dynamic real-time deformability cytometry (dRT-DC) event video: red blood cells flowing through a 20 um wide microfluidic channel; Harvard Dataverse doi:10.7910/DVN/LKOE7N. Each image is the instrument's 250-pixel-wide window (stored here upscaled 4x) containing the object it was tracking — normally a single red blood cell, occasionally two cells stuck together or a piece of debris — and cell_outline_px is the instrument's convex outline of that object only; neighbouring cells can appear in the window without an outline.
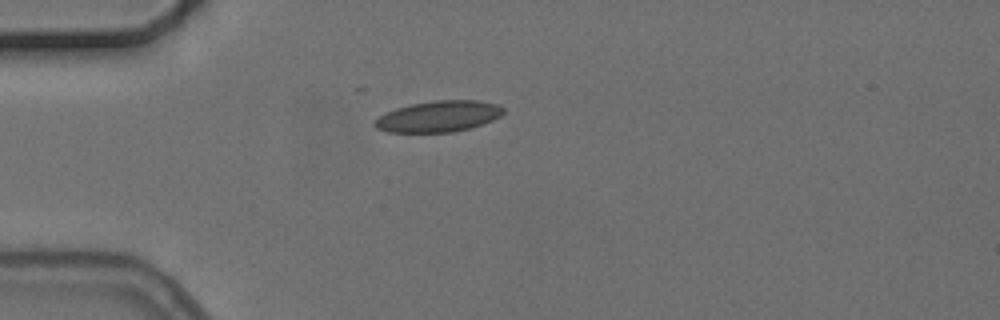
{"species": "common noctule bat (a hibernating species)", "species_latin": "Nyctalus noctula", "temperature_condition": "cold", "stored_images_in_passage": 1, "camera_frame_rate_fps": 3000, "um_per_image_px": 0.085, "animal": {"sex": "female", "body_mass_g": 24.6, "forearm_length_mm": 56.2}, "frame": {"image": 1, "passage_image": 1, "time_ms": 0.0, "image_size_px": [1000, 320], "cell_outline_px": [[504, 112], [500, 116], [492, 120], [468, 128], [452, 132], [388, 132], [376, 128], [372, 124], [372, 120], [396, 108], [412, 104], [436, 100], [480, 100], [500, 104], [504, 108]], "centroid_in_image_um": [37.28, 9.88], "position_along_channel_um": 47.7, "area_um2": 23.29}}